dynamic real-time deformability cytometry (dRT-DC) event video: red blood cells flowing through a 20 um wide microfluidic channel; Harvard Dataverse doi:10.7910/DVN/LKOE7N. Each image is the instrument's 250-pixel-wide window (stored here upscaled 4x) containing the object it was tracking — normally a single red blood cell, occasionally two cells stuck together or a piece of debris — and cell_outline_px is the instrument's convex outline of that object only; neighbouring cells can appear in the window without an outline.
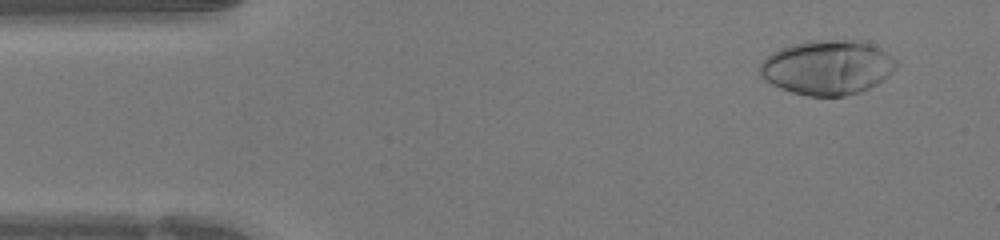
{"species": "human", "species_latin": "Homo sapiens", "temperature_condition": "warm", "stored_images_in_passage": 46, "camera_frame_rate_fps": 3000, "um_per_image_px": 0.085, "donor": {"sex": "female"}, "frame": {"image": 1, "passage_image": 3, "time_ms": 0.667, "image_size_px": [1000, 240], "cell_outline_px": [[900, 64], [888, 76], [876, 84], [860, 92], [844, 96], [808, 96], [792, 92], [780, 88], [764, 80], [760, 76], [760, 64], [772, 52], [780, 48], [792, 44], [812, 40], [856, 40], [868, 44], [892, 56]], "centroid_in_image_um": [70.31, 5.74], "position_along_channel_um": 14.7, "area_um2": 43.18}}
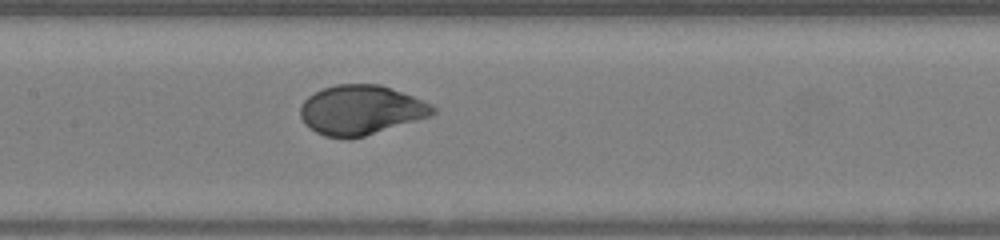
{"frame": {"image": 2, "passage_image": 21, "time_ms": 6.667, "image_size_px": [1000, 240], "cell_outline_px": [[436, 112], [432, 116], [364, 136], [324, 136], [316, 132], [304, 124], [300, 116], [300, 104], [308, 96], [324, 88], [336, 84], [380, 84], [412, 96], [432, 104], [436, 108]], "centroid_in_image_um": [30.68, 9.33], "position_along_channel_um": 176.7, "area_um2": 37.92}}
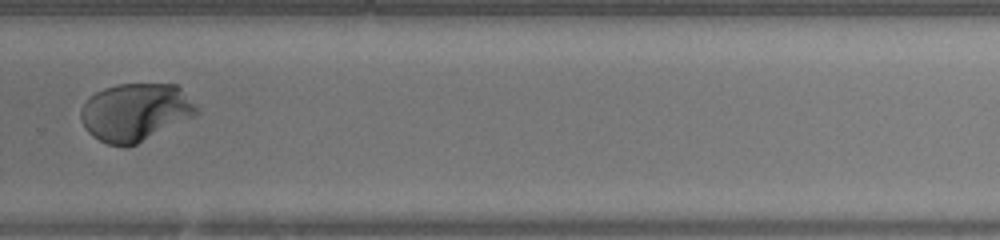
{"frame": {"image": 3, "passage_image": 31, "time_ms": 10.0, "image_size_px": [1000, 240], "cell_outline_px": [[200, 108], [192, 116], [128, 148], [124, 148], [108, 144], [92, 136], [84, 128], [80, 120], [80, 112], [84, 104], [96, 92], [104, 88], [116, 84], [176, 84]], "centroid_in_image_um": [11.47, 9.54], "position_along_channel_um": 318.3, "area_um2": 38.73}, "authors_computed_cell_mechanics": {"area_um2": 38.9861, "velocity_mm_per_s": 4.2657, "shape_relaxation_time_tau1_ms": 3.2463, "shape_relaxation_time_tau2_ms": null, "deformation_change_tau1": 0.2291, "deformation_change_tau2": null}}